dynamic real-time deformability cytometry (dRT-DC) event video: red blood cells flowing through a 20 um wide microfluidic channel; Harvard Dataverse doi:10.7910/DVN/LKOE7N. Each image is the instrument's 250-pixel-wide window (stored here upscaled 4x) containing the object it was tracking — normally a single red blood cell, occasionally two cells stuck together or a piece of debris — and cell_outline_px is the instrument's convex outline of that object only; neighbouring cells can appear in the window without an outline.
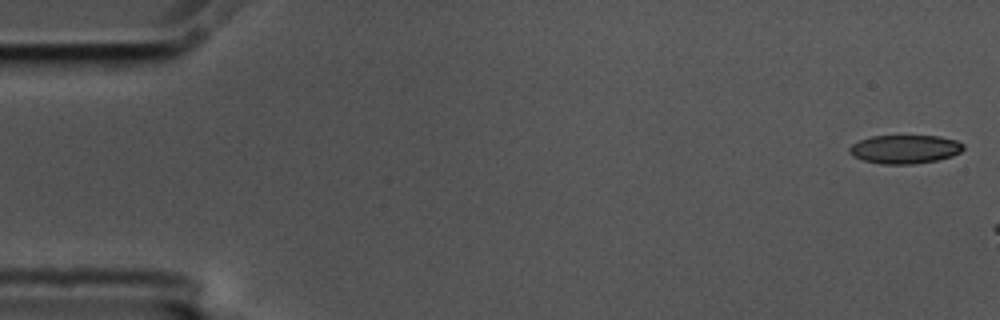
{"species": "common noctule bat (a hibernating species)", "species_latin": "Nyctalus noctula", "temperature_condition": "cold", "stored_images_in_passage": 7, "camera_frame_rate_fps": 3000, "um_per_image_px": 0.085, "animal": {"sex": "male", "body_mass_g": 17.5, "forearm_length_mm": 52.3}, "frame": {"image": 1, "passage_image": 1, "time_ms": 0.0, "image_size_px": [1000, 320], "cell_outline_px": [[964, 148], [960, 152], [952, 156], [936, 160], [916, 164], [880, 164], [864, 160], [852, 156], [848, 152], [848, 148], [852, 144], [860, 140], [872, 136], [940, 136], [956, 140], [964, 144]], "centroid_in_image_um": [76.9, 12.68], "position_along_channel_um": 8.1, "area_um2": 19.07}}